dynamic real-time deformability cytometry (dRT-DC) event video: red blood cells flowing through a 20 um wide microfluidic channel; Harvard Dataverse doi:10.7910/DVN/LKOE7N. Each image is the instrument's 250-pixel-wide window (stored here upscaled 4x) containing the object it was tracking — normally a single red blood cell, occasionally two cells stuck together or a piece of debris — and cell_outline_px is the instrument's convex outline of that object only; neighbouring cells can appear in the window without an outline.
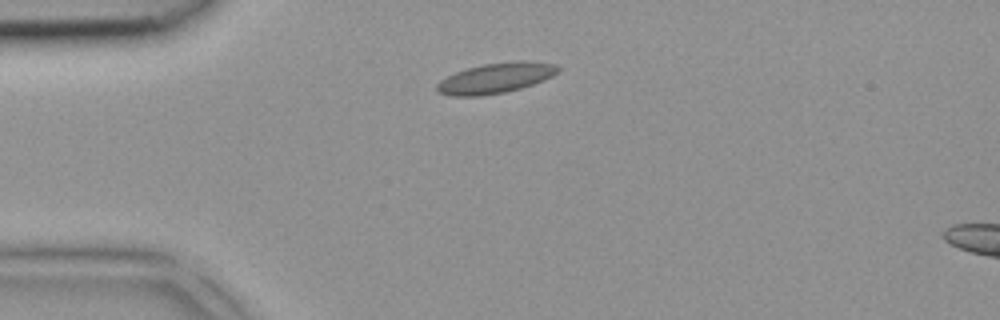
{"species": "common noctule bat (a hibernating species)", "species_latin": "Nyctalus noctula", "temperature_condition": "room temperature", "stored_images_in_passage": 1, "camera_frame_rate_fps": 3000, "um_per_image_px": 0.085, "animal": {"sex": "female", "body_mass_g": 18.4}, "frame": {"image": 1, "passage_image": 1, "time_ms": 0.0, "image_size_px": [1000, 320], "cell_outline_px": [[560, 68], [552, 76], [544, 80], [520, 88], [504, 92], [480, 96], [452, 96], [436, 92], [436, 84], [440, 80], [456, 72], [468, 68], [484, 64], [516, 60], [524, 60], [556, 64]], "centroid_in_image_um": [42.11, 6.63], "position_along_channel_um": 42.9, "area_um2": 21.33}}